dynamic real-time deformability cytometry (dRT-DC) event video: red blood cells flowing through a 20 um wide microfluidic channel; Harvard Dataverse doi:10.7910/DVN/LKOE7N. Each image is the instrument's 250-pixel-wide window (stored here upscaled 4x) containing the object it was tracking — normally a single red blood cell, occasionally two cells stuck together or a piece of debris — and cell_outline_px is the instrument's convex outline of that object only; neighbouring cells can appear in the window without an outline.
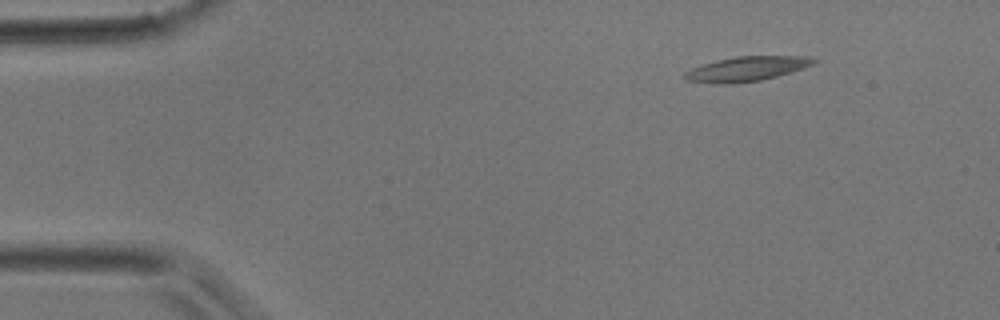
{"species": "common noctule bat (a hibernating species)", "species_latin": "Nyctalus noctula", "temperature_condition": "room temperature", "stored_images_in_passage": 37, "camera_frame_rate_fps": 3000, "um_per_image_px": 0.085, "animal": {"sex": "male", "body_mass_g": 17.9}, "frame": {"image": 1, "passage_image": 1, "time_ms": 0.0, "image_size_px": [1000, 320], "cell_outline_px": [[816, 60], [812, 64], [804, 68], [776, 76], [760, 80], [732, 84], [724, 84], [684, 80], [680, 76], [684, 72], [692, 68], [716, 60], [736, 56], [808, 56]], "centroid_in_image_um": [63.4, 5.85], "position_along_channel_um": 21.6, "area_um2": 18.44}}
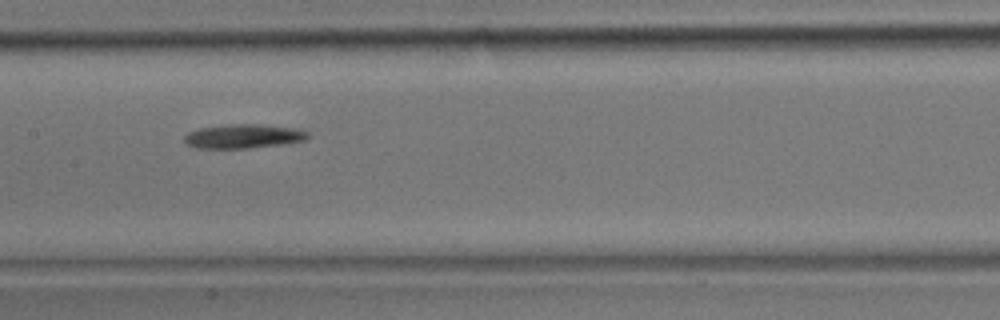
{"frame": {"image": 2, "passage_image": 16, "time_ms": 5.0, "image_size_px": [1000, 320], "cell_outline_px": [[308, 136], [304, 140], [280, 144], [248, 148], [196, 148], [188, 144], [184, 140], [184, 136], [188, 132], [200, 128], [228, 124], [256, 124], [300, 128], [308, 132]], "centroid_in_image_um": [20.68, 11.57], "position_along_channel_um": 186.7, "area_um2": 17.22}}
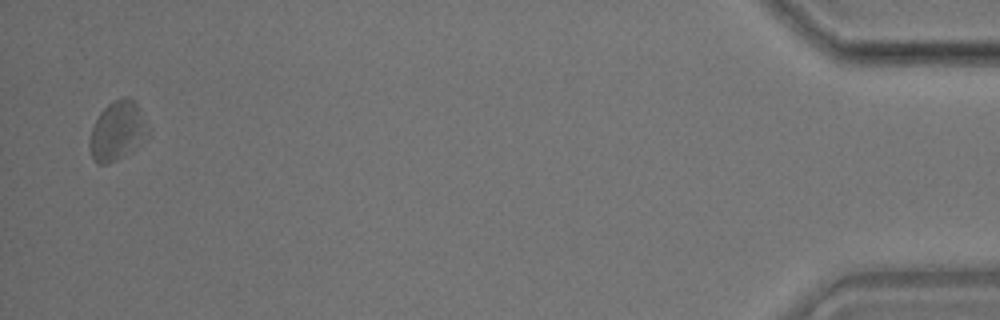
{"frame": {"image": 3, "passage_image": 36, "time_ms": 11.667, "image_size_px": [1000, 320], "cell_outline_px": [[148, 136], [116, 160], [104, 164], [96, 164], [92, 160], [88, 144], [92, 128], [100, 112], [108, 104], [124, 96], [128, 96], [136, 100], [140, 108], [148, 128]], "centroid_in_image_um": [9.95, 11.1], "position_along_channel_um": 425.3, "area_um2": 19.88}}